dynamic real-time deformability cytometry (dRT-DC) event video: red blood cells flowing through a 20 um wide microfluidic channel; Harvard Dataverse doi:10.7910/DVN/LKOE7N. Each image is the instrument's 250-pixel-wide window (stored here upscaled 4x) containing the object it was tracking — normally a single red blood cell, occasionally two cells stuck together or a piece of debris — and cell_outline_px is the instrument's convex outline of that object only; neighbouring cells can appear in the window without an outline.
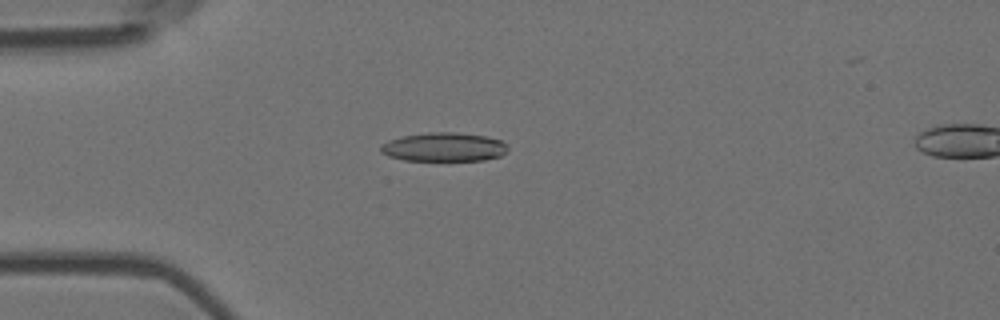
{"species": "Egyptian fruit bat (a non-hibernating species)", "species_latin": "Rousettus aegyptiacus", "temperature_condition": "room temperature", "stored_images_in_passage": 13, "camera_frame_rate_fps": 3000, "um_per_image_px": 0.085, "animal": {"sex": "female"}, "frame": {"image": 1, "passage_image": 1, "time_ms": 0.0, "image_size_px": [1000, 320], "cell_outline_px": [[508, 148], [500, 156], [484, 160], [404, 160], [388, 156], [380, 152], [380, 144], [388, 140], [404, 136], [428, 132], [456, 132], [488, 136], [500, 140]], "centroid_in_image_um": [37.7, 12.49], "position_along_channel_um": 47.3, "area_um2": 21.33}}
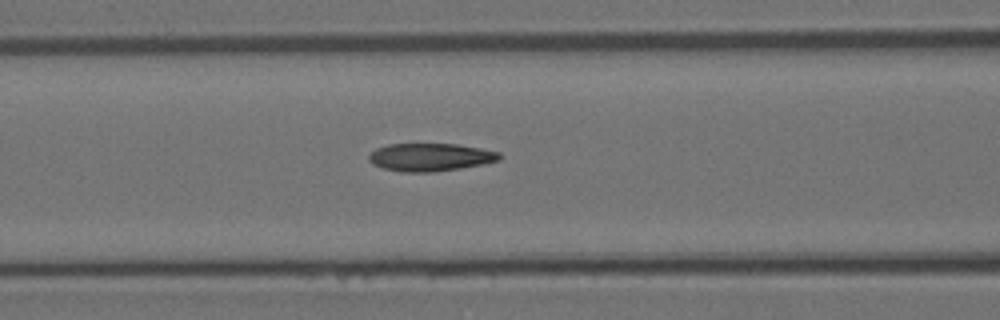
{"frame": {"image": 2, "passage_image": 9, "time_ms": 2.667, "image_size_px": [1000, 320], "cell_outline_px": [[500, 160], [484, 164], [460, 168], [432, 172], [400, 172], [384, 168], [372, 164], [368, 160], [368, 156], [376, 148], [388, 144], [456, 144], [480, 148], [500, 152]], "centroid_in_image_um": [36.56, 13.36], "position_along_channel_um": 130.0, "area_um2": 21.21}}
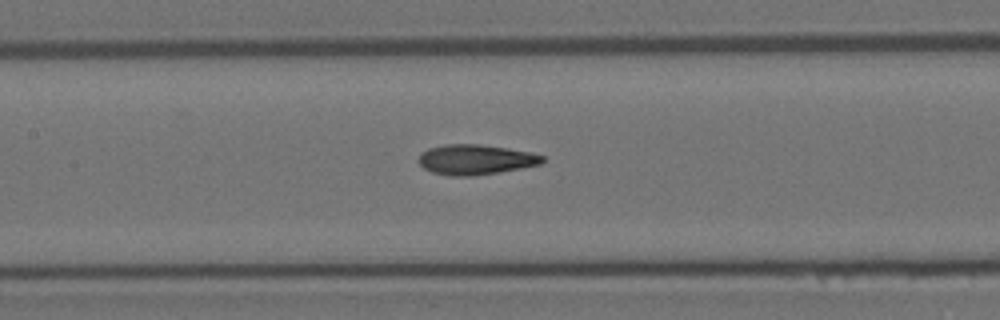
{"frame": {"image": 3, "passage_image": 12, "time_ms": 3.667, "image_size_px": [1000, 320], "cell_outline_px": [[544, 160], [540, 164], [500, 172], [472, 176], [452, 176], [432, 172], [424, 168], [416, 160], [428, 148], [444, 144], [480, 144], [528, 152], [544, 156]], "centroid_in_image_um": [40.38, 13.57], "position_along_channel_um": 167.0, "area_um2": 21.5}}